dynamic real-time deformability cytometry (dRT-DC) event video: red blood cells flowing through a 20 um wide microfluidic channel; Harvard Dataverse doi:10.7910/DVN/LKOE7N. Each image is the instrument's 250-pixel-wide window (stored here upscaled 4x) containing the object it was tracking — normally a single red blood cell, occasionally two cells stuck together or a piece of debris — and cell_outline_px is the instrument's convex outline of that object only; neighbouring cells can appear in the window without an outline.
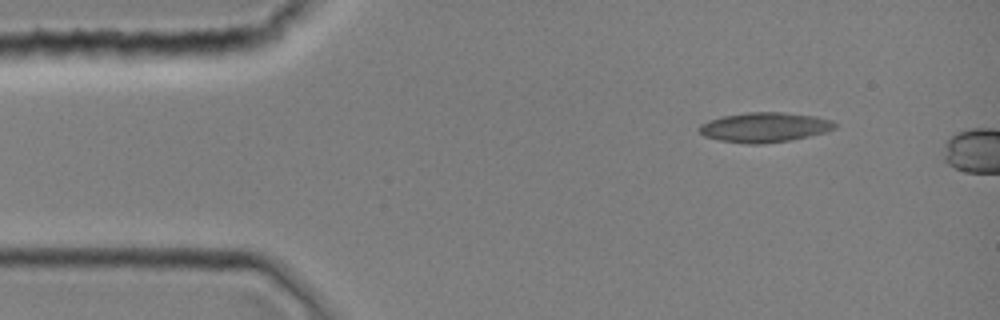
{"species": "common noctule bat (a hibernating species)", "species_latin": "Nyctalus noctula", "temperature_condition": "room temperature", "stored_images_in_passage": 1, "camera_frame_rate_fps": 3000, "um_per_image_px": 0.085, "animal": {"sex": "female", "body_mass_g": 19.0, "forearm_length_mm": 51.5}, "frame": {"image": 1, "passage_image": 1, "time_ms": 0.0, "image_size_px": [1000, 320], "cell_outline_px": [[836, 128], [828, 132], [788, 140], [760, 144], [748, 144], [720, 140], [704, 136], [700, 132], [700, 124], [708, 120], [724, 116], [748, 112], [784, 112], [816, 116], [832, 120], [836, 124]], "centroid_in_image_um": [65.02, 10.81], "position_along_channel_um": 20.0, "area_um2": 23.47}}